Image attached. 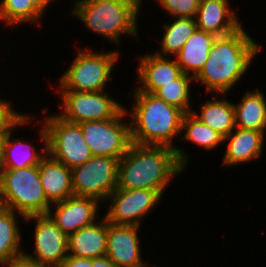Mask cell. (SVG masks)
Returning <instances> with one entry per match:
<instances>
[{"mask_svg":"<svg viewBox=\"0 0 266 267\" xmlns=\"http://www.w3.org/2000/svg\"><path fill=\"white\" fill-rule=\"evenodd\" d=\"M132 92L135 104L132 110L125 108L127 116L131 117V141L140 145H163L174 148L179 164L185 169L189 155L183 148L172 145L173 139L182 133L185 113L154 93Z\"/></svg>","mask_w":266,"mask_h":267,"instance_id":"cell-1","label":"cell"},{"mask_svg":"<svg viewBox=\"0 0 266 267\" xmlns=\"http://www.w3.org/2000/svg\"><path fill=\"white\" fill-rule=\"evenodd\" d=\"M261 47L243 26L230 35L216 37L208 59L194 81L206 86L207 92H216L217 98L218 95L227 94L247 74Z\"/></svg>","mask_w":266,"mask_h":267,"instance_id":"cell-2","label":"cell"},{"mask_svg":"<svg viewBox=\"0 0 266 267\" xmlns=\"http://www.w3.org/2000/svg\"><path fill=\"white\" fill-rule=\"evenodd\" d=\"M175 149L133 143L118 163V189H151L161 196L171 179L183 172Z\"/></svg>","mask_w":266,"mask_h":267,"instance_id":"cell-3","label":"cell"},{"mask_svg":"<svg viewBox=\"0 0 266 267\" xmlns=\"http://www.w3.org/2000/svg\"><path fill=\"white\" fill-rule=\"evenodd\" d=\"M72 16L85 27L119 46L121 36L138 38V13L141 7L134 0H74ZM97 32V33H96Z\"/></svg>","mask_w":266,"mask_h":267,"instance_id":"cell-4","label":"cell"},{"mask_svg":"<svg viewBox=\"0 0 266 267\" xmlns=\"http://www.w3.org/2000/svg\"><path fill=\"white\" fill-rule=\"evenodd\" d=\"M0 205L19 213V218L47 214L51 204L40 181L38 165L0 169Z\"/></svg>","mask_w":266,"mask_h":267,"instance_id":"cell-5","label":"cell"},{"mask_svg":"<svg viewBox=\"0 0 266 267\" xmlns=\"http://www.w3.org/2000/svg\"><path fill=\"white\" fill-rule=\"evenodd\" d=\"M119 56L115 50L100 53L79 49L71 66L61 75L57 91H104Z\"/></svg>","mask_w":266,"mask_h":267,"instance_id":"cell-6","label":"cell"},{"mask_svg":"<svg viewBox=\"0 0 266 267\" xmlns=\"http://www.w3.org/2000/svg\"><path fill=\"white\" fill-rule=\"evenodd\" d=\"M44 119L47 151L52 158L73 169L93 156L79 124L65 121L57 114Z\"/></svg>","mask_w":266,"mask_h":267,"instance_id":"cell-7","label":"cell"},{"mask_svg":"<svg viewBox=\"0 0 266 267\" xmlns=\"http://www.w3.org/2000/svg\"><path fill=\"white\" fill-rule=\"evenodd\" d=\"M118 163L116 158L98 155L71 169L74 196L106 201L118 185Z\"/></svg>","mask_w":266,"mask_h":267,"instance_id":"cell-8","label":"cell"},{"mask_svg":"<svg viewBox=\"0 0 266 267\" xmlns=\"http://www.w3.org/2000/svg\"><path fill=\"white\" fill-rule=\"evenodd\" d=\"M126 115L124 108L112 119L79 124L93 156H108L120 160L126 154L132 144L130 124L123 120Z\"/></svg>","mask_w":266,"mask_h":267,"instance_id":"cell-9","label":"cell"},{"mask_svg":"<svg viewBox=\"0 0 266 267\" xmlns=\"http://www.w3.org/2000/svg\"><path fill=\"white\" fill-rule=\"evenodd\" d=\"M34 220L33 254L23 253L22 260L41 267H60L68 255V235L62 231L48 214L30 215Z\"/></svg>","mask_w":266,"mask_h":267,"instance_id":"cell-10","label":"cell"},{"mask_svg":"<svg viewBox=\"0 0 266 267\" xmlns=\"http://www.w3.org/2000/svg\"><path fill=\"white\" fill-rule=\"evenodd\" d=\"M62 97V112L57 115L65 121L80 124L85 121H103L116 117L124 108L106 91H58Z\"/></svg>","mask_w":266,"mask_h":267,"instance_id":"cell-11","label":"cell"},{"mask_svg":"<svg viewBox=\"0 0 266 267\" xmlns=\"http://www.w3.org/2000/svg\"><path fill=\"white\" fill-rule=\"evenodd\" d=\"M161 197L156 190L116 188L106 199L110 207L104 217L115 225L140 226L141 220L161 201Z\"/></svg>","mask_w":266,"mask_h":267,"instance_id":"cell-12","label":"cell"},{"mask_svg":"<svg viewBox=\"0 0 266 267\" xmlns=\"http://www.w3.org/2000/svg\"><path fill=\"white\" fill-rule=\"evenodd\" d=\"M27 114H23L6 132L3 144L2 154L0 159V169H20L29 166L39 165L41 160L48 154L47 151V134L43 125L39 129V135L44 147L41 151L33 147L31 142H25L21 139H12L13 132L16 127L26 126L31 119ZM26 124V125H25ZM13 140V141H12ZM23 150V151H22Z\"/></svg>","mask_w":266,"mask_h":267,"instance_id":"cell-13","label":"cell"},{"mask_svg":"<svg viewBox=\"0 0 266 267\" xmlns=\"http://www.w3.org/2000/svg\"><path fill=\"white\" fill-rule=\"evenodd\" d=\"M99 204L95 198L71 196L51 205L52 208L55 206L54 211L50 208L47 214L68 235L93 224L99 218Z\"/></svg>","mask_w":266,"mask_h":267,"instance_id":"cell-14","label":"cell"},{"mask_svg":"<svg viewBox=\"0 0 266 267\" xmlns=\"http://www.w3.org/2000/svg\"><path fill=\"white\" fill-rule=\"evenodd\" d=\"M139 229L140 226L108 222L106 256L117 267H140L145 264L140 253Z\"/></svg>","mask_w":266,"mask_h":267,"instance_id":"cell-15","label":"cell"},{"mask_svg":"<svg viewBox=\"0 0 266 267\" xmlns=\"http://www.w3.org/2000/svg\"><path fill=\"white\" fill-rule=\"evenodd\" d=\"M229 0H201L196 14L197 28L216 37L230 35L242 25L237 11L231 9Z\"/></svg>","mask_w":266,"mask_h":267,"instance_id":"cell-16","label":"cell"},{"mask_svg":"<svg viewBox=\"0 0 266 267\" xmlns=\"http://www.w3.org/2000/svg\"><path fill=\"white\" fill-rule=\"evenodd\" d=\"M139 59L137 76L139 77L138 82L140 85L133 91L155 93L160 87L179 78L183 74L176 59L159 56L155 53H145Z\"/></svg>","mask_w":266,"mask_h":267,"instance_id":"cell-17","label":"cell"},{"mask_svg":"<svg viewBox=\"0 0 266 267\" xmlns=\"http://www.w3.org/2000/svg\"><path fill=\"white\" fill-rule=\"evenodd\" d=\"M108 221L103 216L100 221L68 234V255L80 258L106 256Z\"/></svg>","mask_w":266,"mask_h":267,"instance_id":"cell-18","label":"cell"},{"mask_svg":"<svg viewBox=\"0 0 266 267\" xmlns=\"http://www.w3.org/2000/svg\"><path fill=\"white\" fill-rule=\"evenodd\" d=\"M234 130L224 137V142L226 140L229 142L226 144L222 164L237 166L261 157L266 132L241 128H235Z\"/></svg>","mask_w":266,"mask_h":267,"instance_id":"cell-19","label":"cell"},{"mask_svg":"<svg viewBox=\"0 0 266 267\" xmlns=\"http://www.w3.org/2000/svg\"><path fill=\"white\" fill-rule=\"evenodd\" d=\"M38 169L44 193L51 205L74 196L71 168L47 154Z\"/></svg>","mask_w":266,"mask_h":267,"instance_id":"cell-20","label":"cell"},{"mask_svg":"<svg viewBox=\"0 0 266 267\" xmlns=\"http://www.w3.org/2000/svg\"><path fill=\"white\" fill-rule=\"evenodd\" d=\"M215 39L214 34L198 28L187 39L182 49L175 55L177 64L184 74L195 78L200 73Z\"/></svg>","mask_w":266,"mask_h":267,"instance_id":"cell-21","label":"cell"},{"mask_svg":"<svg viewBox=\"0 0 266 267\" xmlns=\"http://www.w3.org/2000/svg\"><path fill=\"white\" fill-rule=\"evenodd\" d=\"M248 90L237 104L234 105L236 128L266 131V97L259 90Z\"/></svg>","mask_w":266,"mask_h":267,"instance_id":"cell-22","label":"cell"},{"mask_svg":"<svg viewBox=\"0 0 266 267\" xmlns=\"http://www.w3.org/2000/svg\"><path fill=\"white\" fill-rule=\"evenodd\" d=\"M17 214L0 205V265L9 266L22 259L24 250L20 248L22 236Z\"/></svg>","mask_w":266,"mask_h":267,"instance_id":"cell-23","label":"cell"},{"mask_svg":"<svg viewBox=\"0 0 266 267\" xmlns=\"http://www.w3.org/2000/svg\"><path fill=\"white\" fill-rule=\"evenodd\" d=\"M205 125L218 131L224 137L235 128L234 105L228 99L206 100L200 106V112L191 111Z\"/></svg>","mask_w":266,"mask_h":267,"instance_id":"cell-24","label":"cell"},{"mask_svg":"<svg viewBox=\"0 0 266 267\" xmlns=\"http://www.w3.org/2000/svg\"><path fill=\"white\" fill-rule=\"evenodd\" d=\"M174 19L173 22L165 23L163 26L164 35L161 39V49L160 52H155L159 56L176 55L182 49L187 39L197 29L195 18Z\"/></svg>","mask_w":266,"mask_h":267,"instance_id":"cell-25","label":"cell"},{"mask_svg":"<svg viewBox=\"0 0 266 267\" xmlns=\"http://www.w3.org/2000/svg\"><path fill=\"white\" fill-rule=\"evenodd\" d=\"M183 137L180 140L190 141L207 150L216 148L224 142V136L201 122L196 116L185 113L182 120Z\"/></svg>","mask_w":266,"mask_h":267,"instance_id":"cell-26","label":"cell"},{"mask_svg":"<svg viewBox=\"0 0 266 267\" xmlns=\"http://www.w3.org/2000/svg\"><path fill=\"white\" fill-rule=\"evenodd\" d=\"M42 16L43 13L30 0L0 1V19L12 27L24 22L41 26Z\"/></svg>","mask_w":266,"mask_h":267,"instance_id":"cell-27","label":"cell"},{"mask_svg":"<svg viewBox=\"0 0 266 267\" xmlns=\"http://www.w3.org/2000/svg\"><path fill=\"white\" fill-rule=\"evenodd\" d=\"M194 77L182 74L179 78L160 87L154 94L184 113H190L193 109L190 102V85L194 83Z\"/></svg>","mask_w":266,"mask_h":267,"instance_id":"cell-28","label":"cell"},{"mask_svg":"<svg viewBox=\"0 0 266 267\" xmlns=\"http://www.w3.org/2000/svg\"><path fill=\"white\" fill-rule=\"evenodd\" d=\"M165 12L175 18H195L201 0H156Z\"/></svg>","mask_w":266,"mask_h":267,"instance_id":"cell-29","label":"cell"},{"mask_svg":"<svg viewBox=\"0 0 266 267\" xmlns=\"http://www.w3.org/2000/svg\"><path fill=\"white\" fill-rule=\"evenodd\" d=\"M22 115L12 108L10 101L0 99V131H7Z\"/></svg>","mask_w":266,"mask_h":267,"instance_id":"cell-30","label":"cell"},{"mask_svg":"<svg viewBox=\"0 0 266 267\" xmlns=\"http://www.w3.org/2000/svg\"><path fill=\"white\" fill-rule=\"evenodd\" d=\"M60 267H92V259L67 255Z\"/></svg>","mask_w":266,"mask_h":267,"instance_id":"cell-31","label":"cell"},{"mask_svg":"<svg viewBox=\"0 0 266 267\" xmlns=\"http://www.w3.org/2000/svg\"><path fill=\"white\" fill-rule=\"evenodd\" d=\"M92 267H117V266L107 256H104L99 258H93Z\"/></svg>","mask_w":266,"mask_h":267,"instance_id":"cell-32","label":"cell"},{"mask_svg":"<svg viewBox=\"0 0 266 267\" xmlns=\"http://www.w3.org/2000/svg\"><path fill=\"white\" fill-rule=\"evenodd\" d=\"M42 13L54 0H30Z\"/></svg>","mask_w":266,"mask_h":267,"instance_id":"cell-33","label":"cell"},{"mask_svg":"<svg viewBox=\"0 0 266 267\" xmlns=\"http://www.w3.org/2000/svg\"><path fill=\"white\" fill-rule=\"evenodd\" d=\"M6 267H41V266L29 264V263H27L21 259V260L15 262L9 266H6Z\"/></svg>","mask_w":266,"mask_h":267,"instance_id":"cell-34","label":"cell"},{"mask_svg":"<svg viewBox=\"0 0 266 267\" xmlns=\"http://www.w3.org/2000/svg\"><path fill=\"white\" fill-rule=\"evenodd\" d=\"M7 131H0V159H1V154H2V144H3V139Z\"/></svg>","mask_w":266,"mask_h":267,"instance_id":"cell-35","label":"cell"},{"mask_svg":"<svg viewBox=\"0 0 266 267\" xmlns=\"http://www.w3.org/2000/svg\"><path fill=\"white\" fill-rule=\"evenodd\" d=\"M135 2H137L140 6L142 5V0H134Z\"/></svg>","mask_w":266,"mask_h":267,"instance_id":"cell-36","label":"cell"},{"mask_svg":"<svg viewBox=\"0 0 266 267\" xmlns=\"http://www.w3.org/2000/svg\"><path fill=\"white\" fill-rule=\"evenodd\" d=\"M141 267H148V266H147V264L145 263V264L142 265ZM149 267H150V266H149ZM152 267H154V266H152Z\"/></svg>","mask_w":266,"mask_h":267,"instance_id":"cell-37","label":"cell"}]
</instances>
